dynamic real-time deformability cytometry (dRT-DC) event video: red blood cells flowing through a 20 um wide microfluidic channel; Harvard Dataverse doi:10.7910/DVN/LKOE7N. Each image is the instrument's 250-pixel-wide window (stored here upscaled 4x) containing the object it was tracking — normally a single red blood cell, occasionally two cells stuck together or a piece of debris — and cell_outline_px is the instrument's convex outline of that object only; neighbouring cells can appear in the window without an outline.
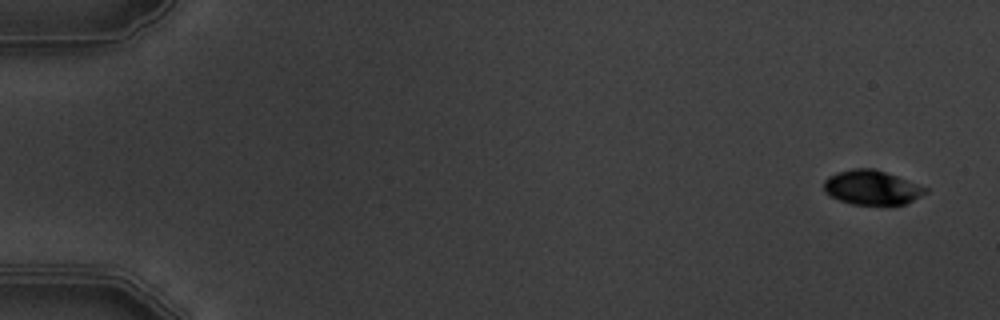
{"species": "common noctule bat (a hibernating species)", "species_latin": "Nyctalus noctula", "temperature_condition": "warm", "stored_images_in_passage": 8, "camera_frame_rate_fps": 3000, "um_per_image_px": 0.085, "animal": {"sex": "male", "body_mass_g": 19.5, "forearm_length_mm": 54.6}, "frame": {"image": 1, "passage_image": 1, "time_ms": 0.0, "image_size_px": [1000, 320], "cell_outline_px": [[928, 192], [904, 204], [852, 204], [840, 200], [824, 192], [824, 180], [828, 176], [836, 172], [852, 168], [872, 168], [896, 176], [928, 188]], "centroid_in_image_um": [74.07, 15.93], "position_along_channel_um": 10.9, "area_um2": 20.11}}